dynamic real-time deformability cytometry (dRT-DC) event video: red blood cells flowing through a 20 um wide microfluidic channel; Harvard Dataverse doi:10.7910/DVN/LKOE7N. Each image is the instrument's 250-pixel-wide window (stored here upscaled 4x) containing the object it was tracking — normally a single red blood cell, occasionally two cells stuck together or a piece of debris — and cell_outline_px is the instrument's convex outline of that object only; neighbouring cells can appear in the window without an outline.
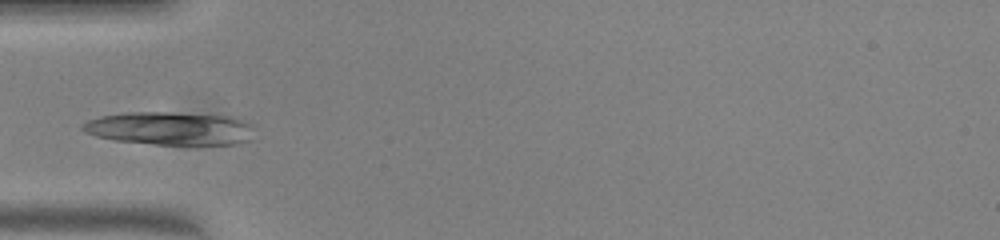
{"species": "common noctule bat (a hibernating species)", "species_latin": "Nyctalus noctula", "temperature_condition": "warm", "stored_images_in_passage": 3, "camera_frame_rate_fps": 3000, "um_per_image_px": 0.085, "animal": {"sex": "female", "body_mass_g": 23.0, "forearm_length_mm": 53.4}, "frame": {"image": 1, "passage_image": 1, "time_ms": 0.0, "image_size_px": [1000, 240], "cell_outline_px": [[252, 140], [236, 144], [152, 144], [116, 140], [96, 136], [84, 132], [80, 128], [88, 120], [100, 116], [128, 112], [164, 112], [236, 116], [252, 124]], "centroid_in_image_um": [14.5, 10.91], "position_along_channel_um": 70.5, "area_um2": 33.29}}